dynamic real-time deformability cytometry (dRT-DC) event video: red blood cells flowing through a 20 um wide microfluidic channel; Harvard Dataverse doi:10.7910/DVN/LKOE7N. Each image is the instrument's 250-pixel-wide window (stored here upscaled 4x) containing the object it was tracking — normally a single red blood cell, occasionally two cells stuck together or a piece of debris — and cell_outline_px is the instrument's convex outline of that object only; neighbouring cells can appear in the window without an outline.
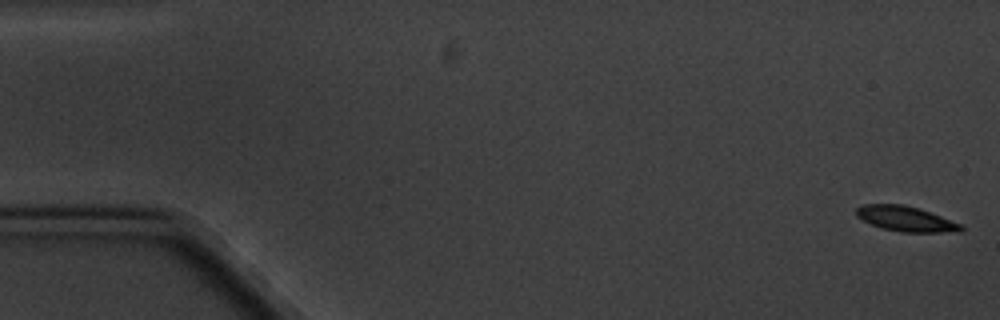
{"species": "common noctule bat (a hibernating species)", "species_latin": "Nyctalus noctula", "temperature_condition": "cold", "stored_images_in_passage": 5, "camera_frame_rate_fps": 3000, "um_per_image_px": 0.085, "animal": {"sex": "male", "body_mass_g": 20.1, "forearm_length_mm": 53.5}, "frame": {"image": 1, "passage_image": 1, "time_ms": 0.0, "image_size_px": [1000, 320], "cell_outline_px": [[964, 228], [960, 232], [900, 232], [880, 228], [856, 216], [856, 208], [864, 204], [904, 204], [940, 216], [960, 224]], "centroid_in_image_um": [76.96, 18.61], "position_along_channel_um": 8.0, "area_um2": 15.14}}
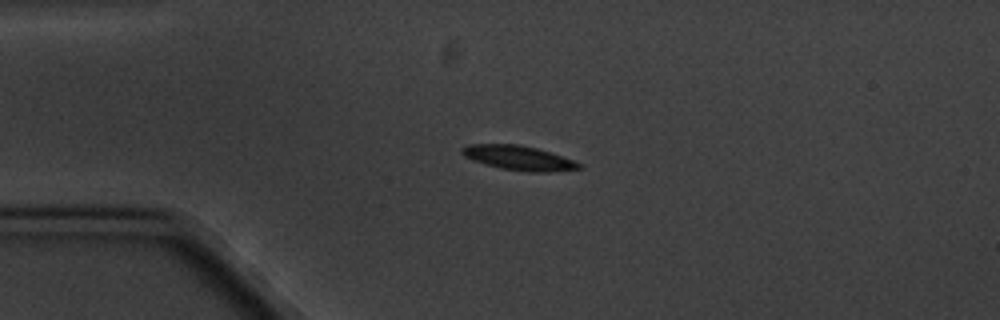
{"frame": {"image": 2, "passage_image": 4, "time_ms": 4.333, "image_size_px": [1000, 320], "cell_outline_px": [[584, 168], [548, 172], [528, 172], [500, 168], [472, 160], [464, 156], [460, 152], [460, 148], [468, 144], [520, 144], [536, 148], [576, 160], [584, 164]], "centroid_in_image_um": [44.12, 13.42], "position_along_channel_um": 40.9, "area_um2": 16.94}}